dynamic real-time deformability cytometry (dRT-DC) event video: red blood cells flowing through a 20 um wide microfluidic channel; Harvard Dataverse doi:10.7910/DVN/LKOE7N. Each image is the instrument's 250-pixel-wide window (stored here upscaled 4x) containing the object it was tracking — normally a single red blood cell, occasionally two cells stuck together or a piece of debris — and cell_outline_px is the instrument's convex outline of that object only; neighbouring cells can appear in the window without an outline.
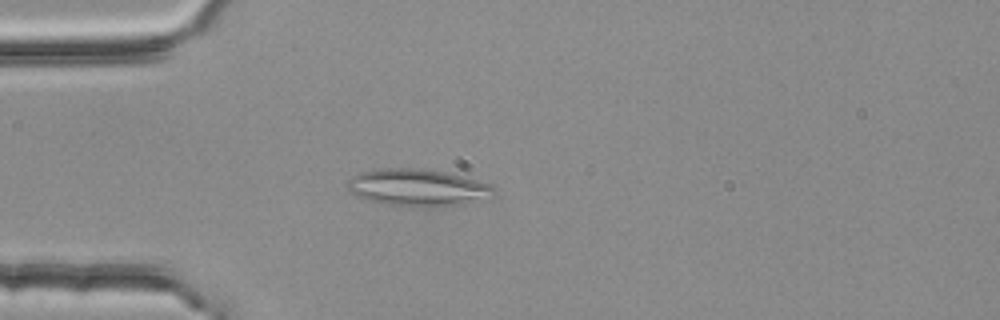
{"species": "common noctule bat (a hibernating species)", "species_latin": "Nyctalus noctula", "temperature_condition": "room temperature", "stored_images_in_passage": 4, "camera_frame_rate_fps": 3000, "um_per_image_px": 0.085, "animal": {"sex": "female", "body_mass_g": 25.1}, "frame": {"image": 1, "passage_image": 4, "time_ms": 1.0, "image_size_px": [1000, 320], "cell_outline_px": [[496, 192], [452, 204], [384, 204], [348, 192], [348, 180], [352, 176], [360, 172], [384, 168], [420, 168], [444, 172], [492, 184], [496, 188]], "centroid_in_image_um": [35.38, 15.87], "position_along_channel_um": 49.6, "area_um2": 29.71}}